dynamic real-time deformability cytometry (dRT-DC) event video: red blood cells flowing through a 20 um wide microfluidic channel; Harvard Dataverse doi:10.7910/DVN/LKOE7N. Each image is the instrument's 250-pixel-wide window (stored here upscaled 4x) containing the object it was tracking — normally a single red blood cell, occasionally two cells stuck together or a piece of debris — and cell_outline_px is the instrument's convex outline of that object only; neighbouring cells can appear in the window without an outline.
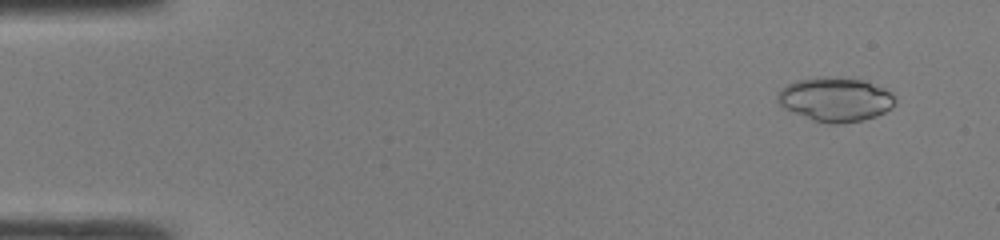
{"species": "common noctule bat (a hibernating species)", "species_latin": "Nyctalus noctula", "temperature_condition": "room temperature", "stored_images_in_passage": 48, "camera_frame_rate_fps": 3000, "um_per_image_px": 0.085, "animal": {"sex": "male", "body_mass_g": 19.0, "forearm_length_mm": 50.8}, "frame": {"image": 1, "passage_image": 4, "time_ms": 1.0, "image_size_px": [1000, 240], "cell_outline_px": [[896, 100], [884, 112], [876, 116], [860, 120], [840, 124], [828, 124], [812, 120], [784, 108], [776, 100], [776, 96], [780, 88], [796, 80], [824, 76], [860, 80], [884, 88]], "centroid_in_image_um": [70.93, 8.45], "position_along_channel_um": 14.1, "area_um2": 29.82}}
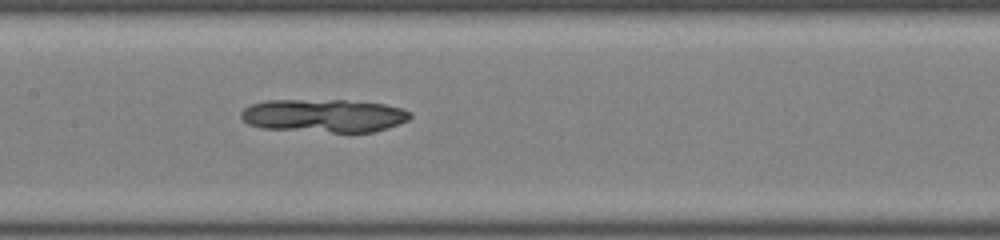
{"frame": {"image": 2, "passage_image": 24, "time_ms": 7.667, "image_size_px": [1000, 240], "cell_outline_px": [[412, 116], [408, 120], [400, 124], [388, 128], [372, 132], [332, 132], [260, 128], [248, 124], [240, 116], [240, 112], [244, 108], [252, 104], [268, 100], [344, 100], [384, 104], [400, 108], [412, 112]], "centroid_in_image_um": [27.54, 9.83], "position_along_channel_um": 179.9, "area_um2": 32.77}}
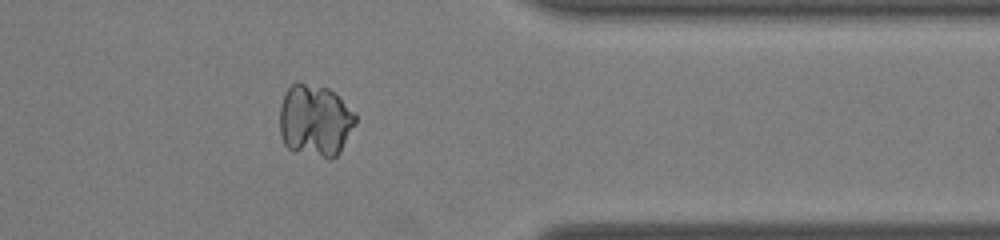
{"frame": {"image": 3, "passage_image": 39, "time_ms": 12.667, "image_size_px": [1000, 240], "cell_outline_px": [[356, 124], [340, 152], [332, 160], [328, 160], [292, 152], [284, 144], [280, 132], [280, 104], [284, 92], [292, 84], [304, 84], [328, 88], [336, 92], [356, 112]], "centroid_in_image_um": [26.8, 10.29], "position_along_channel_um": 384.6, "area_um2": 32.66}}